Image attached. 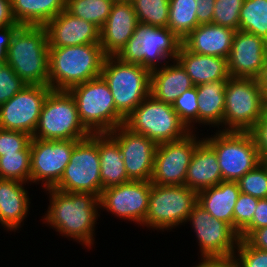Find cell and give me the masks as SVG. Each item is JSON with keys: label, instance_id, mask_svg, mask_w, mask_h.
Returning <instances> with one entry per match:
<instances>
[{"label": "cell", "instance_id": "46", "mask_svg": "<svg viewBox=\"0 0 267 267\" xmlns=\"http://www.w3.org/2000/svg\"><path fill=\"white\" fill-rule=\"evenodd\" d=\"M215 0H196V15L199 24L212 23Z\"/></svg>", "mask_w": 267, "mask_h": 267}, {"label": "cell", "instance_id": "22", "mask_svg": "<svg viewBox=\"0 0 267 267\" xmlns=\"http://www.w3.org/2000/svg\"><path fill=\"white\" fill-rule=\"evenodd\" d=\"M236 30L213 23L200 24L183 40L192 53L228 58Z\"/></svg>", "mask_w": 267, "mask_h": 267}, {"label": "cell", "instance_id": "19", "mask_svg": "<svg viewBox=\"0 0 267 267\" xmlns=\"http://www.w3.org/2000/svg\"><path fill=\"white\" fill-rule=\"evenodd\" d=\"M267 59V41L255 34L238 30L227 58L230 77H261Z\"/></svg>", "mask_w": 267, "mask_h": 267}, {"label": "cell", "instance_id": "36", "mask_svg": "<svg viewBox=\"0 0 267 267\" xmlns=\"http://www.w3.org/2000/svg\"><path fill=\"white\" fill-rule=\"evenodd\" d=\"M243 194L262 199L267 198V163L262 161L251 171L245 173L238 181Z\"/></svg>", "mask_w": 267, "mask_h": 267}, {"label": "cell", "instance_id": "20", "mask_svg": "<svg viewBox=\"0 0 267 267\" xmlns=\"http://www.w3.org/2000/svg\"><path fill=\"white\" fill-rule=\"evenodd\" d=\"M44 27L49 48L100 43V29L85 19L71 15L66 9Z\"/></svg>", "mask_w": 267, "mask_h": 267}, {"label": "cell", "instance_id": "50", "mask_svg": "<svg viewBox=\"0 0 267 267\" xmlns=\"http://www.w3.org/2000/svg\"><path fill=\"white\" fill-rule=\"evenodd\" d=\"M259 81L261 84L263 96H264L265 100H267V59H266V63L264 66V71H263L261 77L259 78Z\"/></svg>", "mask_w": 267, "mask_h": 267}, {"label": "cell", "instance_id": "12", "mask_svg": "<svg viewBox=\"0 0 267 267\" xmlns=\"http://www.w3.org/2000/svg\"><path fill=\"white\" fill-rule=\"evenodd\" d=\"M53 188L65 193H90L100 197L102 182L97 134H91L75 144L70 161Z\"/></svg>", "mask_w": 267, "mask_h": 267}, {"label": "cell", "instance_id": "17", "mask_svg": "<svg viewBox=\"0 0 267 267\" xmlns=\"http://www.w3.org/2000/svg\"><path fill=\"white\" fill-rule=\"evenodd\" d=\"M51 90L49 86L26 85L0 106V128L33 136L43 103Z\"/></svg>", "mask_w": 267, "mask_h": 267}, {"label": "cell", "instance_id": "24", "mask_svg": "<svg viewBox=\"0 0 267 267\" xmlns=\"http://www.w3.org/2000/svg\"><path fill=\"white\" fill-rule=\"evenodd\" d=\"M222 181L217 155L203 139L197 145L187 168L185 185L198 193Z\"/></svg>", "mask_w": 267, "mask_h": 267}, {"label": "cell", "instance_id": "42", "mask_svg": "<svg viewBox=\"0 0 267 267\" xmlns=\"http://www.w3.org/2000/svg\"><path fill=\"white\" fill-rule=\"evenodd\" d=\"M32 136L21 131L0 128V157L23 151L31 142Z\"/></svg>", "mask_w": 267, "mask_h": 267}, {"label": "cell", "instance_id": "48", "mask_svg": "<svg viewBox=\"0 0 267 267\" xmlns=\"http://www.w3.org/2000/svg\"><path fill=\"white\" fill-rule=\"evenodd\" d=\"M9 25L20 24H18L14 18L11 0H0V27Z\"/></svg>", "mask_w": 267, "mask_h": 267}, {"label": "cell", "instance_id": "25", "mask_svg": "<svg viewBox=\"0 0 267 267\" xmlns=\"http://www.w3.org/2000/svg\"><path fill=\"white\" fill-rule=\"evenodd\" d=\"M192 87L189 75L177 60L151 71L150 95L164 103L173 105L180 94Z\"/></svg>", "mask_w": 267, "mask_h": 267}, {"label": "cell", "instance_id": "5", "mask_svg": "<svg viewBox=\"0 0 267 267\" xmlns=\"http://www.w3.org/2000/svg\"><path fill=\"white\" fill-rule=\"evenodd\" d=\"M181 44L182 40L168 27L139 24L116 57L153 71L176 60Z\"/></svg>", "mask_w": 267, "mask_h": 267}, {"label": "cell", "instance_id": "33", "mask_svg": "<svg viewBox=\"0 0 267 267\" xmlns=\"http://www.w3.org/2000/svg\"><path fill=\"white\" fill-rule=\"evenodd\" d=\"M114 3L115 0H66L65 9L71 15L85 19L101 29Z\"/></svg>", "mask_w": 267, "mask_h": 267}, {"label": "cell", "instance_id": "28", "mask_svg": "<svg viewBox=\"0 0 267 267\" xmlns=\"http://www.w3.org/2000/svg\"><path fill=\"white\" fill-rule=\"evenodd\" d=\"M240 193L237 182L222 181L198 192V204L214 218L233 227V210Z\"/></svg>", "mask_w": 267, "mask_h": 267}, {"label": "cell", "instance_id": "2", "mask_svg": "<svg viewBox=\"0 0 267 267\" xmlns=\"http://www.w3.org/2000/svg\"><path fill=\"white\" fill-rule=\"evenodd\" d=\"M6 63L26 85L49 86V44L45 27L21 25L12 37Z\"/></svg>", "mask_w": 267, "mask_h": 267}, {"label": "cell", "instance_id": "32", "mask_svg": "<svg viewBox=\"0 0 267 267\" xmlns=\"http://www.w3.org/2000/svg\"><path fill=\"white\" fill-rule=\"evenodd\" d=\"M239 30L267 41V0H244L239 14Z\"/></svg>", "mask_w": 267, "mask_h": 267}, {"label": "cell", "instance_id": "6", "mask_svg": "<svg viewBox=\"0 0 267 267\" xmlns=\"http://www.w3.org/2000/svg\"><path fill=\"white\" fill-rule=\"evenodd\" d=\"M100 76L112 93L116 110L126 117L150 95L151 71L116 56H106Z\"/></svg>", "mask_w": 267, "mask_h": 267}, {"label": "cell", "instance_id": "43", "mask_svg": "<svg viewBox=\"0 0 267 267\" xmlns=\"http://www.w3.org/2000/svg\"><path fill=\"white\" fill-rule=\"evenodd\" d=\"M254 138L256 147L262 161L267 160V111H265L261 119L249 131Z\"/></svg>", "mask_w": 267, "mask_h": 267}, {"label": "cell", "instance_id": "29", "mask_svg": "<svg viewBox=\"0 0 267 267\" xmlns=\"http://www.w3.org/2000/svg\"><path fill=\"white\" fill-rule=\"evenodd\" d=\"M102 190L131 181L118 143L108 134H97Z\"/></svg>", "mask_w": 267, "mask_h": 267}, {"label": "cell", "instance_id": "9", "mask_svg": "<svg viewBox=\"0 0 267 267\" xmlns=\"http://www.w3.org/2000/svg\"><path fill=\"white\" fill-rule=\"evenodd\" d=\"M198 203V193L186 185L152 184L143 227L153 231H172L185 221ZM155 229V230H154Z\"/></svg>", "mask_w": 267, "mask_h": 267}, {"label": "cell", "instance_id": "31", "mask_svg": "<svg viewBox=\"0 0 267 267\" xmlns=\"http://www.w3.org/2000/svg\"><path fill=\"white\" fill-rule=\"evenodd\" d=\"M196 0H169L168 28L181 40L200 24Z\"/></svg>", "mask_w": 267, "mask_h": 267}, {"label": "cell", "instance_id": "23", "mask_svg": "<svg viewBox=\"0 0 267 267\" xmlns=\"http://www.w3.org/2000/svg\"><path fill=\"white\" fill-rule=\"evenodd\" d=\"M26 185L29 186L16 180L0 179V226L8 232L23 227L30 210L31 199Z\"/></svg>", "mask_w": 267, "mask_h": 267}, {"label": "cell", "instance_id": "14", "mask_svg": "<svg viewBox=\"0 0 267 267\" xmlns=\"http://www.w3.org/2000/svg\"><path fill=\"white\" fill-rule=\"evenodd\" d=\"M78 141L32 138L30 184H41L43 190L53 188L60 181Z\"/></svg>", "mask_w": 267, "mask_h": 267}, {"label": "cell", "instance_id": "10", "mask_svg": "<svg viewBox=\"0 0 267 267\" xmlns=\"http://www.w3.org/2000/svg\"><path fill=\"white\" fill-rule=\"evenodd\" d=\"M224 131L249 132L266 111L258 79L230 77L225 87Z\"/></svg>", "mask_w": 267, "mask_h": 267}, {"label": "cell", "instance_id": "40", "mask_svg": "<svg viewBox=\"0 0 267 267\" xmlns=\"http://www.w3.org/2000/svg\"><path fill=\"white\" fill-rule=\"evenodd\" d=\"M232 260L238 267H267V251L256 249L245 239H240Z\"/></svg>", "mask_w": 267, "mask_h": 267}, {"label": "cell", "instance_id": "49", "mask_svg": "<svg viewBox=\"0 0 267 267\" xmlns=\"http://www.w3.org/2000/svg\"><path fill=\"white\" fill-rule=\"evenodd\" d=\"M191 267H238L232 260H199V262Z\"/></svg>", "mask_w": 267, "mask_h": 267}, {"label": "cell", "instance_id": "15", "mask_svg": "<svg viewBox=\"0 0 267 267\" xmlns=\"http://www.w3.org/2000/svg\"><path fill=\"white\" fill-rule=\"evenodd\" d=\"M198 135L197 131L191 132L183 139L157 145L152 184L185 185L187 168L197 145L203 140Z\"/></svg>", "mask_w": 267, "mask_h": 267}, {"label": "cell", "instance_id": "27", "mask_svg": "<svg viewBox=\"0 0 267 267\" xmlns=\"http://www.w3.org/2000/svg\"><path fill=\"white\" fill-rule=\"evenodd\" d=\"M226 83L227 81H215L196 86L199 99L198 124L200 126L208 127L209 125V128L214 127L215 130L216 127V130L224 131Z\"/></svg>", "mask_w": 267, "mask_h": 267}, {"label": "cell", "instance_id": "34", "mask_svg": "<svg viewBox=\"0 0 267 267\" xmlns=\"http://www.w3.org/2000/svg\"><path fill=\"white\" fill-rule=\"evenodd\" d=\"M30 144L16 154H4L0 157V179L16 180L30 184L31 173Z\"/></svg>", "mask_w": 267, "mask_h": 267}, {"label": "cell", "instance_id": "3", "mask_svg": "<svg viewBox=\"0 0 267 267\" xmlns=\"http://www.w3.org/2000/svg\"><path fill=\"white\" fill-rule=\"evenodd\" d=\"M105 57L100 44L49 48V87L68 91L99 77Z\"/></svg>", "mask_w": 267, "mask_h": 267}, {"label": "cell", "instance_id": "45", "mask_svg": "<svg viewBox=\"0 0 267 267\" xmlns=\"http://www.w3.org/2000/svg\"><path fill=\"white\" fill-rule=\"evenodd\" d=\"M21 25L0 27V62H7V53L11 40Z\"/></svg>", "mask_w": 267, "mask_h": 267}, {"label": "cell", "instance_id": "26", "mask_svg": "<svg viewBox=\"0 0 267 267\" xmlns=\"http://www.w3.org/2000/svg\"><path fill=\"white\" fill-rule=\"evenodd\" d=\"M176 60L186 70L194 86L230 78L226 58L192 53L181 44Z\"/></svg>", "mask_w": 267, "mask_h": 267}, {"label": "cell", "instance_id": "35", "mask_svg": "<svg viewBox=\"0 0 267 267\" xmlns=\"http://www.w3.org/2000/svg\"><path fill=\"white\" fill-rule=\"evenodd\" d=\"M132 5L139 24L168 26L169 0H133Z\"/></svg>", "mask_w": 267, "mask_h": 267}, {"label": "cell", "instance_id": "44", "mask_svg": "<svg viewBox=\"0 0 267 267\" xmlns=\"http://www.w3.org/2000/svg\"><path fill=\"white\" fill-rule=\"evenodd\" d=\"M267 227V198L258 200L252 222L239 234L240 239H246L254 230Z\"/></svg>", "mask_w": 267, "mask_h": 267}, {"label": "cell", "instance_id": "21", "mask_svg": "<svg viewBox=\"0 0 267 267\" xmlns=\"http://www.w3.org/2000/svg\"><path fill=\"white\" fill-rule=\"evenodd\" d=\"M139 25L132 1L115 0L112 10L100 29V46L106 56H116Z\"/></svg>", "mask_w": 267, "mask_h": 267}, {"label": "cell", "instance_id": "13", "mask_svg": "<svg viewBox=\"0 0 267 267\" xmlns=\"http://www.w3.org/2000/svg\"><path fill=\"white\" fill-rule=\"evenodd\" d=\"M187 223L196 235L201 261L233 258L240 235L230 224L214 218L198 203L188 215Z\"/></svg>", "mask_w": 267, "mask_h": 267}, {"label": "cell", "instance_id": "16", "mask_svg": "<svg viewBox=\"0 0 267 267\" xmlns=\"http://www.w3.org/2000/svg\"><path fill=\"white\" fill-rule=\"evenodd\" d=\"M151 186L150 181L131 180L105 188L99 197L100 210H106L116 218L133 221L143 227L148 211Z\"/></svg>", "mask_w": 267, "mask_h": 267}, {"label": "cell", "instance_id": "18", "mask_svg": "<svg viewBox=\"0 0 267 267\" xmlns=\"http://www.w3.org/2000/svg\"><path fill=\"white\" fill-rule=\"evenodd\" d=\"M119 145L127 176L134 181H150L157 144L124 125L108 133Z\"/></svg>", "mask_w": 267, "mask_h": 267}, {"label": "cell", "instance_id": "47", "mask_svg": "<svg viewBox=\"0 0 267 267\" xmlns=\"http://www.w3.org/2000/svg\"><path fill=\"white\" fill-rule=\"evenodd\" d=\"M245 240L252 247L267 251V227L254 230Z\"/></svg>", "mask_w": 267, "mask_h": 267}, {"label": "cell", "instance_id": "37", "mask_svg": "<svg viewBox=\"0 0 267 267\" xmlns=\"http://www.w3.org/2000/svg\"><path fill=\"white\" fill-rule=\"evenodd\" d=\"M180 119L192 131L196 132L198 125L199 99L196 86L184 91L178 96L172 105ZM196 124V125H195Z\"/></svg>", "mask_w": 267, "mask_h": 267}, {"label": "cell", "instance_id": "4", "mask_svg": "<svg viewBox=\"0 0 267 267\" xmlns=\"http://www.w3.org/2000/svg\"><path fill=\"white\" fill-rule=\"evenodd\" d=\"M68 91L76 101L82 124L91 134L110 133L124 125L125 118L116 110L110 88L101 76Z\"/></svg>", "mask_w": 267, "mask_h": 267}, {"label": "cell", "instance_id": "11", "mask_svg": "<svg viewBox=\"0 0 267 267\" xmlns=\"http://www.w3.org/2000/svg\"><path fill=\"white\" fill-rule=\"evenodd\" d=\"M205 137L217 155L223 181L237 182L262 162L250 132L215 130Z\"/></svg>", "mask_w": 267, "mask_h": 267}, {"label": "cell", "instance_id": "38", "mask_svg": "<svg viewBox=\"0 0 267 267\" xmlns=\"http://www.w3.org/2000/svg\"><path fill=\"white\" fill-rule=\"evenodd\" d=\"M244 0H215L212 23L239 30V14Z\"/></svg>", "mask_w": 267, "mask_h": 267}, {"label": "cell", "instance_id": "30", "mask_svg": "<svg viewBox=\"0 0 267 267\" xmlns=\"http://www.w3.org/2000/svg\"><path fill=\"white\" fill-rule=\"evenodd\" d=\"M66 0H11L12 12L20 25L45 26L65 10Z\"/></svg>", "mask_w": 267, "mask_h": 267}, {"label": "cell", "instance_id": "39", "mask_svg": "<svg viewBox=\"0 0 267 267\" xmlns=\"http://www.w3.org/2000/svg\"><path fill=\"white\" fill-rule=\"evenodd\" d=\"M259 198L240 193L233 210V228L240 234L253 220Z\"/></svg>", "mask_w": 267, "mask_h": 267}, {"label": "cell", "instance_id": "7", "mask_svg": "<svg viewBox=\"0 0 267 267\" xmlns=\"http://www.w3.org/2000/svg\"><path fill=\"white\" fill-rule=\"evenodd\" d=\"M90 135L79 118L76 101L70 92L51 90L43 103L32 138L82 140Z\"/></svg>", "mask_w": 267, "mask_h": 267}, {"label": "cell", "instance_id": "1", "mask_svg": "<svg viewBox=\"0 0 267 267\" xmlns=\"http://www.w3.org/2000/svg\"><path fill=\"white\" fill-rule=\"evenodd\" d=\"M44 191L49 194V205L41 217L43 224L89 251L95 243V225L101 214L99 197L90 193H65L55 188Z\"/></svg>", "mask_w": 267, "mask_h": 267}, {"label": "cell", "instance_id": "41", "mask_svg": "<svg viewBox=\"0 0 267 267\" xmlns=\"http://www.w3.org/2000/svg\"><path fill=\"white\" fill-rule=\"evenodd\" d=\"M25 86L26 83L6 62H0V106Z\"/></svg>", "mask_w": 267, "mask_h": 267}, {"label": "cell", "instance_id": "8", "mask_svg": "<svg viewBox=\"0 0 267 267\" xmlns=\"http://www.w3.org/2000/svg\"><path fill=\"white\" fill-rule=\"evenodd\" d=\"M131 132L144 135L157 145L183 139L192 131L171 104L147 96L125 119Z\"/></svg>", "mask_w": 267, "mask_h": 267}]
</instances>
